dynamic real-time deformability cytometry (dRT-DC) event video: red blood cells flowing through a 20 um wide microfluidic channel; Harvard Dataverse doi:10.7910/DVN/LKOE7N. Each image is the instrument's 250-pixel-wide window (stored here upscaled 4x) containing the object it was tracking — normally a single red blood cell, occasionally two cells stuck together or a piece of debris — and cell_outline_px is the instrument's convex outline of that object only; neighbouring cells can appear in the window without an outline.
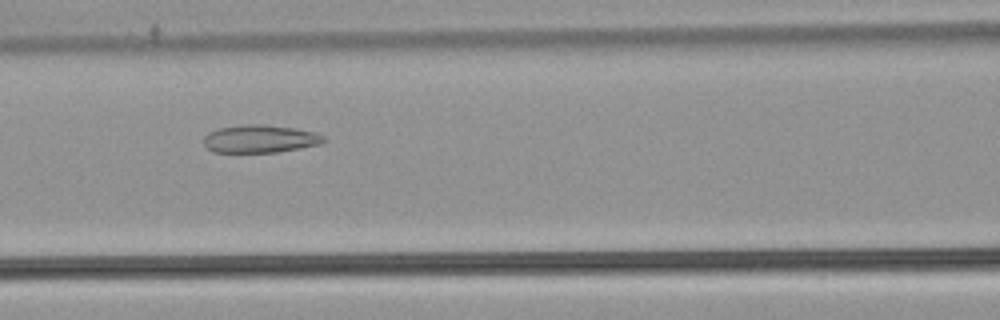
{"species": "common noctule bat (a hibernating species)", "species_latin": "Nyctalus noctula", "temperature_condition": "warm", "stored_images_in_passage": 50, "camera_frame_rate_fps": 3000, "um_per_image_px": 0.085, "animal": {"sex": "male", "body_mass_g": 21.5, "forearm_length_mm": 52.0}, "frame": {"image": 1, "passage_image": 21, "time_ms": 6.667, "image_size_px": [1000, 320], "cell_outline_px": [[328, 140], [320, 144], [300, 148], [276, 152], [212, 152], [204, 144], [204, 136], [208, 132], [216, 128], [244, 124], [264, 124], [296, 128], [316, 132], [324, 136]], "centroid_in_image_um": [22.11, 11.79], "position_along_channel_um": 144.5, "area_um2": 19.71}}
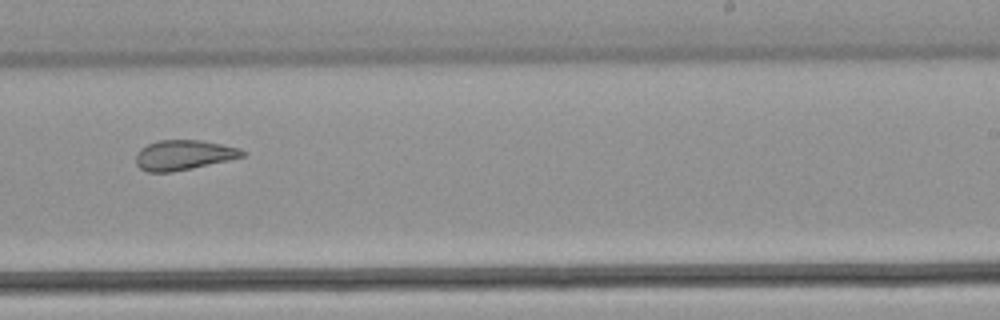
{"frame": {"image": 2, "passage_image": 31, "time_ms": 10.0, "image_size_px": [1000, 320], "cell_outline_px": [[244, 156], [228, 160], [192, 168], [172, 172], [148, 172], [140, 168], [136, 164], [136, 152], [140, 148], [148, 144], [160, 140], [200, 140], [240, 148], [244, 152]], "centroid_in_image_um": [15.57, 13.18], "position_along_channel_um": 273.4, "area_um2": 18.44}}
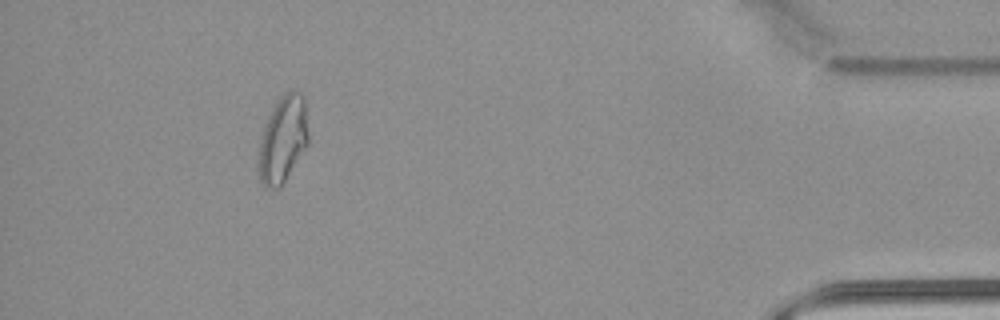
{"frame": {"image": 3, "passage_image": 46, "time_ms": 15.0, "image_size_px": [1000, 320], "cell_outline_px": [[308, 144], [284, 180], [276, 188], [264, 188], [260, 180], [260, 136], [268, 116], [272, 108], [280, 96], [288, 92], [300, 92], [304, 96], [308, 132]], "centroid_in_image_um": [24.05, 11.8], "position_along_channel_um": 411.1, "area_um2": 24.51}, "authors_computed_cell_mechanics": {"area_um2": 23.0911, "velocity_mm_per_s": 3.8773, "shape_relaxation_time_tau1_ms": null, "shape_relaxation_time_tau2_ms": 2.081, "deformation_change_tau1": null, "deformation_change_tau2": 0.0899}}